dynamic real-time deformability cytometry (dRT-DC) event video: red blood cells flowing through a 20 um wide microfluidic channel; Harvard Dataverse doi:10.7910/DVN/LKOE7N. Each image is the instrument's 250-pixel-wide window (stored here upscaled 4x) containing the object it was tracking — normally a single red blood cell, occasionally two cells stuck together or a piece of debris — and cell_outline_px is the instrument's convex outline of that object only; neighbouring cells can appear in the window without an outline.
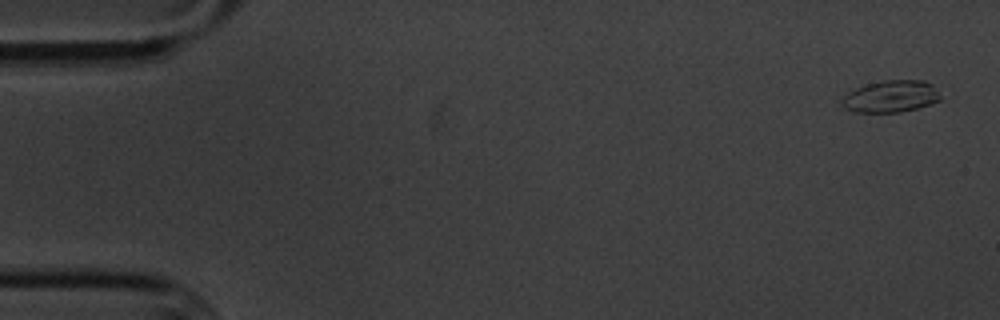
{"species": "common noctule bat (a hibernating species)", "species_latin": "Nyctalus noctula", "temperature_condition": "cold", "stored_images_in_passage": 5, "camera_frame_rate_fps": 3000, "um_per_image_px": 0.085, "animal": {"sex": "male", "body_mass_g": 20.1, "forearm_length_mm": 53.5}, "frame": {"image": 1, "passage_image": 1, "time_ms": 0.0, "image_size_px": [1000, 320], "cell_outline_px": [[940, 100], [916, 108], [900, 112], [856, 112], [844, 108], [840, 104], [840, 100], [848, 92], [856, 88], [868, 84], [884, 80], [924, 80], [932, 84], [940, 96]], "centroid_in_image_um": [75.69, 8.19], "position_along_channel_um": 9.3, "area_um2": 18.21}}
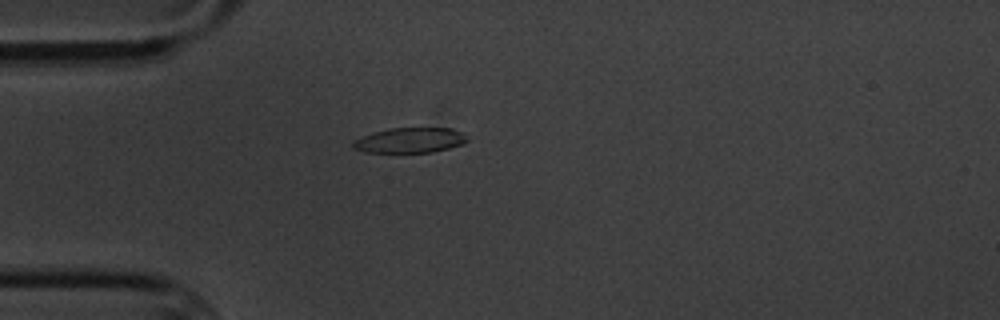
{"frame": {"image": 2, "passage_image": 5, "time_ms": 4.667, "image_size_px": [1000, 320], "cell_outline_px": [[468, 140], [464, 144], [432, 152], [364, 152], [352, 148], [352, 140], [376, 132], [392, 128], [452, 128], [464, 132]], "centroid_in_image_um": [34.87, 11.92], "position_along_channel_um": 50.1, "area_um2": 16.7}}